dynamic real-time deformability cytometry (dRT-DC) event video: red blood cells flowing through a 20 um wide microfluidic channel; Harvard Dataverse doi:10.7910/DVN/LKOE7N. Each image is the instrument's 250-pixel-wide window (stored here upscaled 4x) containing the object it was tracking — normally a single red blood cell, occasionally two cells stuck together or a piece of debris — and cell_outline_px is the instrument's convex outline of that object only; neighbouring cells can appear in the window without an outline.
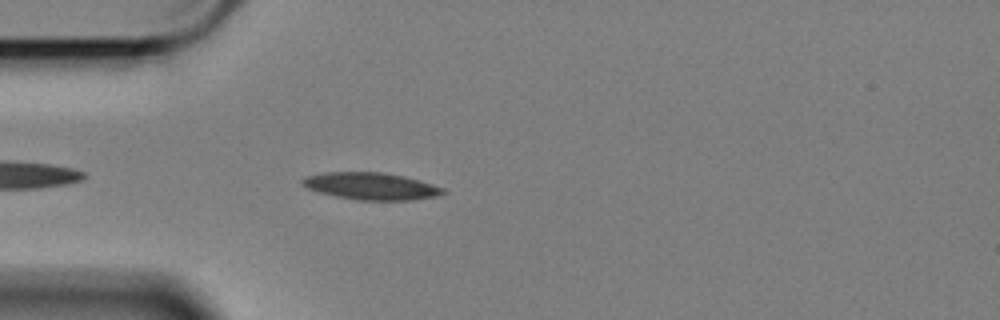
{"species": "Egyptian fruit bat (a non-hibernating species)", "species_latin": "Rousettus aegyptiacus", "temperature_condition": "cold", "stored_images_in_passage": 30, "camera_frame_rate_fps": 3000, "um_per_image_px": 0.085, "animal": {"sex": "female"}, "frame": {"image": 1, "passage_image": 4, "time_ms": 1.0, "image_size_px": [1000, 320], "cell_outline_px": [[448, 192], [436, 196], [412, 200], [356, 200], [336, 196], [320, 192], [308, 188], [300, 184], [300, 180], [304, 176], [324, 172], [384, 172], [404, 176], [432, 184], [444, 188]], "centroid_in_image_um": [31.52, 15.81], "position_along_channel_um": 53.5, "area_um2": 22.31}}
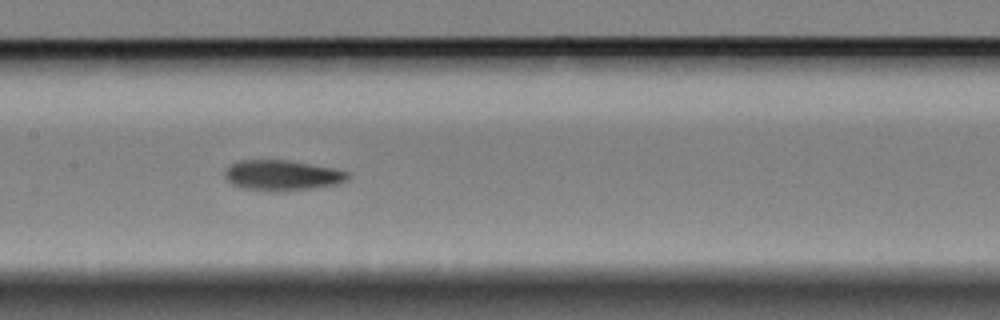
{"frame": {"image": 2, "passage_image": 16, "time_ms": 5.0, "image_size_px": [1000, 320], "cell_outline_px": [[348, 180], [340, 184], [316, 188], [240, 188], [232, 184], [224, 176], [224, 172], [232, 164], [240, 160], [288, 160], [332, 168], [348, 172]], "centroid_in_image_um": [24.01, 14.86], "position_along_channel_um": 183.4, "area_um2": 20.81}}
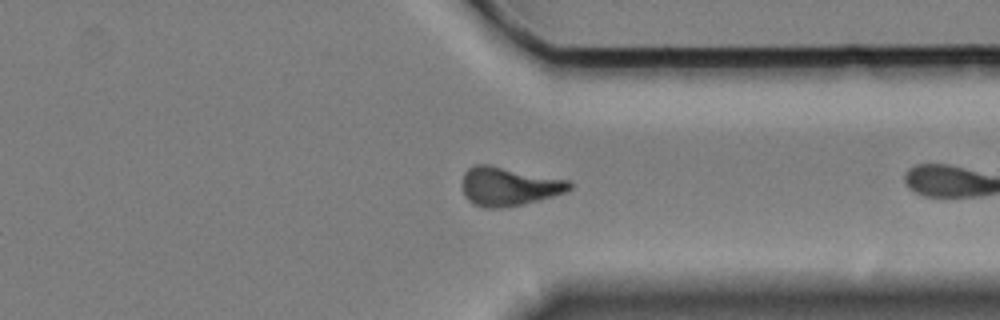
{"frame": {"image": 3, "passage_image": 29, "time_ms": 9.333, "image_size_px": [1000, 320], "cell_outline_px": [[572, 188], [568, 192], [540, 200], [504, 208], [484, 208], [472, 204], [464, 196], [464, 172], [468, 168], [476, 164], [488, 164], [568, 180], [572, 184]], "centroid_in_image_um": [43.27, 15.85], "position_along_channel_um": 368.1, "area_um2": 24.28}}